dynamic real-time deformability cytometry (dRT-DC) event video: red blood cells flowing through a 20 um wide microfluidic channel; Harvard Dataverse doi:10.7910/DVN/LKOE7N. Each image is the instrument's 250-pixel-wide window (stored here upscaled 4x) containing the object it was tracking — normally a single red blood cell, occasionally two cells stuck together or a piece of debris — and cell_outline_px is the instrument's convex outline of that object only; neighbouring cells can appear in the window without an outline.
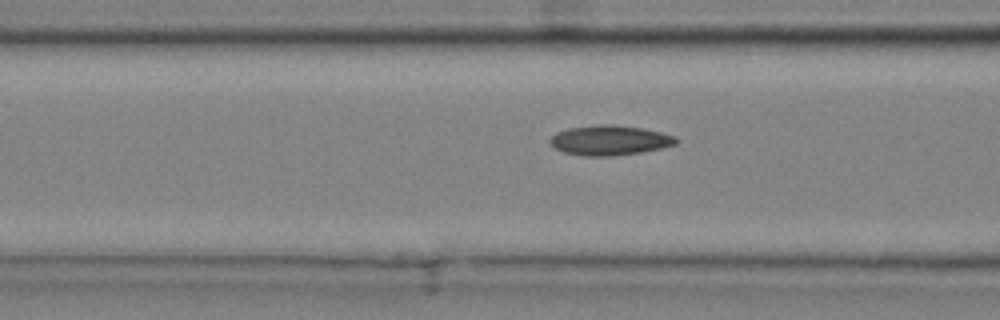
{"species": "common noctule bat (a hibernating species)", "species_latin": "Nyctalus noctula", "temperature_condition": "cold", "stored_images_in_passage": 14, "camera_frame_rate_fps": 3000, "um_per_image_px": 0.085, "animal": {"sex": "male", "body_mass_g": 20.4}, "frame": {"image": 1, "passage_image": 12, "time_ms": 3.667, "image_size_px": [1000, 320], "cell_outline_px": [[680, 140], [676, 144], [660, 148], [640, 152], [612, 156], [584, 156], [564, 152], [552, 148], [548, 140], [556, 132], [568, 128], [600, 124], [612, 124], [640, 128], [660, 132], [676, 136]], "centroid_in_image_um": [51.79, 11.92], "position_along_channel_um": 114.8, "area_um2": 22.02}}